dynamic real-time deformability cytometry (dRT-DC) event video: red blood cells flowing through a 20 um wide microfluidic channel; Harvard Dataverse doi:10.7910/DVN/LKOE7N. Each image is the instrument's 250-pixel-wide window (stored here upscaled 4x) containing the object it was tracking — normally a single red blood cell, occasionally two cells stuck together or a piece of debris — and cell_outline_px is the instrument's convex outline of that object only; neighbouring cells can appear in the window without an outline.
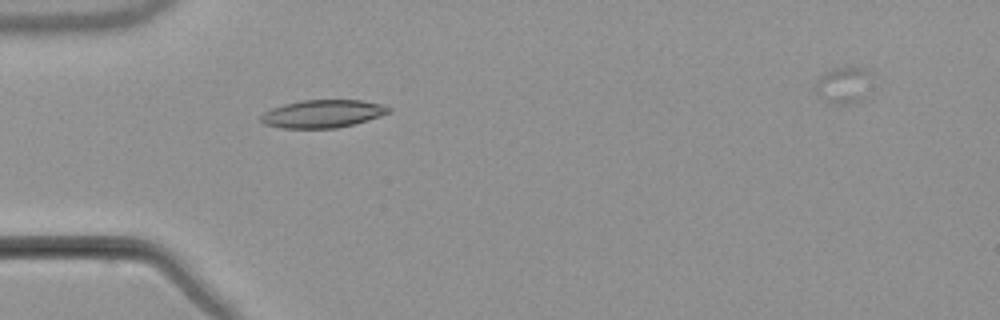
{"species": "common noctule bat (a hibernating species)", "species_latin": "Nyctalus noctula", "temperature_condition": "warm", "stored_images_in_passage": 3, "segment_of_instrument_passage": [1, 2], "camera_frame_rate_fps": 3000, "um_per_image_px": 0.085, "animal": {"sex": "male", "body_mass_g": 21.5, "forearm_length_mm": 52.0}, "frame": {"image": 1, "passage_image": 2, "time_ms": 1.333, "image_size_px": [1000, 320], "cell_outline_px": [[392, 108], [388, 112], [380, 116], [368, 120], [336, 128], [284, 128], [264, 124], [260, 120], [260, 116], [264, 112], [272, 108], [284, 104], [304, 100], [360, 100], [380, 104]], "centroid_in_image_um": [27.4, 9.67], "position_along_channel_um": 57.6, "area_um2": 20.52}}